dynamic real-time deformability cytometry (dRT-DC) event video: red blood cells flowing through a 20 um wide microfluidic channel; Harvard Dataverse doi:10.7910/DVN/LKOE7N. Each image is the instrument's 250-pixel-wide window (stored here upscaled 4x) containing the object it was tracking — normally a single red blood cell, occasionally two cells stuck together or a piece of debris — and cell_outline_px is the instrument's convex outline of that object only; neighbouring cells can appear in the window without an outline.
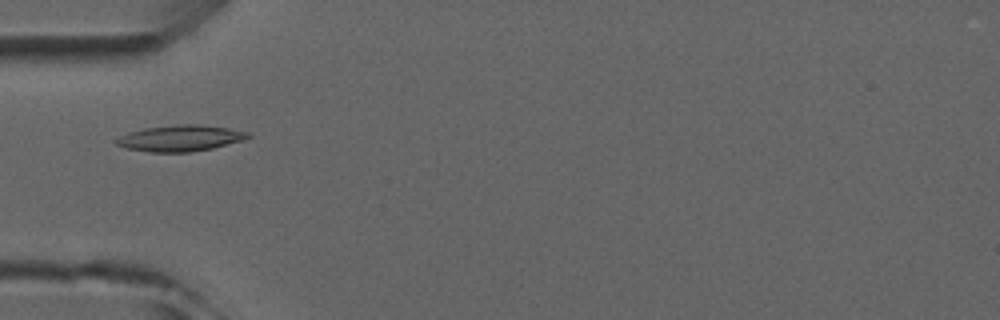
{"species": "common noctule bat (a hibernating species)", "species_latin": "Nyctalus noctula", "temperature_condition": "room temperature", "stored_images_in_passage": 4, "camera_frame_rate_fps": 3000, "um_per_image_px": 0.085, "animal": {"sex": "male", "forearm_length_mm": 52.5}, "frame": {"image": 1, "passage_image": 4, "time_ms": 3.667, "image_size_px": [1000, 320], "cell_outline_px": [[252, 136], [244, 140], [212, 148], [188, 152], [148, 152], [128, 148], [116, 144], [112, 140], [120, 136], [144, 128], [176, 124], [196, 124], [228, 128], [252, 132]], "centroid_in_image_um": [15.36, 11.74], "position_along_channel_um": 69.6, "area_um2": 20.06}}